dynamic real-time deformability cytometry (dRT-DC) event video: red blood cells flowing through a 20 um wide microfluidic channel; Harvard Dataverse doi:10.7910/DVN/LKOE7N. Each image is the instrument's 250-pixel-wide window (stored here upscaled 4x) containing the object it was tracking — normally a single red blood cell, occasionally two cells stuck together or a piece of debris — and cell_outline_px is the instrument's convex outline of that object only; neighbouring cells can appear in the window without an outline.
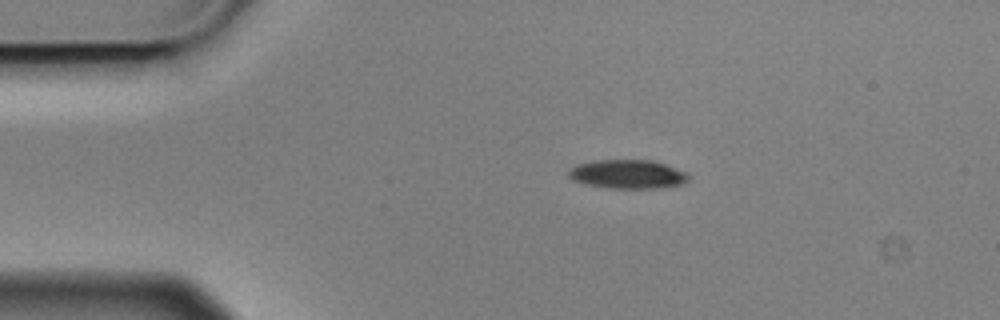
{"species": "Egyptian fruit bat (a non-hibernating species)", "species_latin": "Rousettus aegyptiacus", "temperature_condition": "cold", "stored_images_in_passage": 9, "camera_frame_rate_fps": 3000, "um_per_image_px": 0.085, "animal": {"sex": "male"}, "frame": {"image": 1, "passage_image": 1, "time_ms": 0.0, "image_size_px": [1000, 320], "cell_outline_px": [[688, 180], [684, 184], [664, 188], [604, 188], [584, 184], [572, 180], [568, 176], [568, 172], [576, 164], [596, 160], [652, 160], [688, 172]], "centroid_in_image_um": [53.35, 14.82], "position_along_channel_um": 31.6, "area_um2": 20.4}}
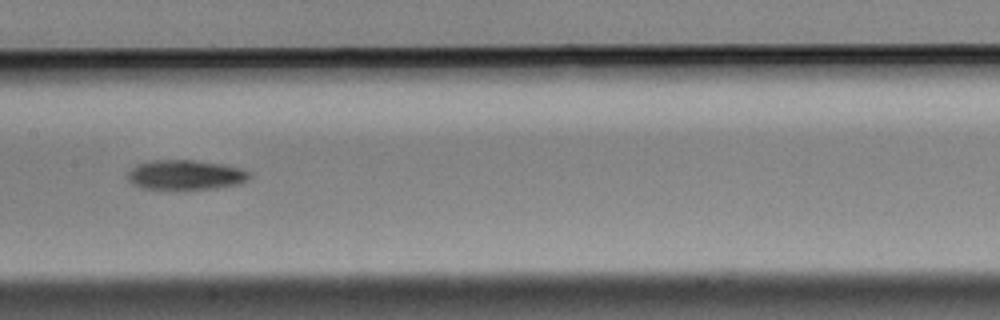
{"frame": {"image": 2, "passage_image": 6, "time_ms": 1.667, "image_size_px": [1000, 320], "cell_outline_px": [[252, 176], [248, 180], [236, 184], [212, 188], [144, 188], [128, 180], [128, 172], [136, 164], [152, 160], [192, 160], [224, 164], [240, 168], [252, 172]], "centroid_in_image_um": [15.81, 14.83], "position_along_channel_um": 191.6, "area_um2": 20.75}}
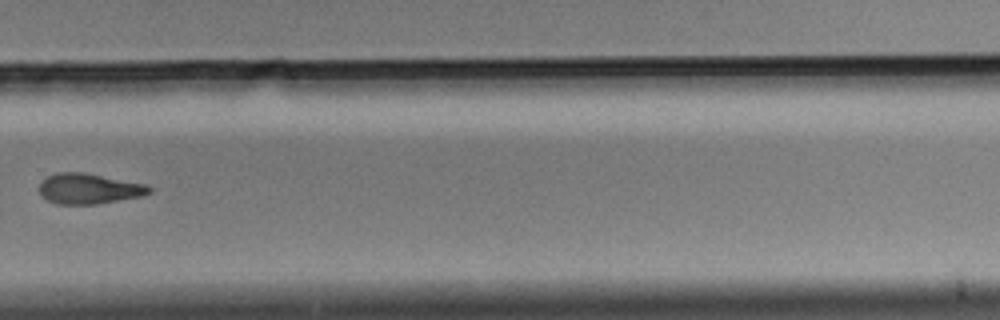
{"frame": {"image": 3, "passage_image": 9, "time_ms": 2.667, "image_size_px": [1000, 320], "cell_outline_px": [[152, 192], [140, 196], [96, 204], [56, 204], [40, 196], [40, 184], [48, 176], [56, 172], [84, 172], [148, 184], [152, 188]], "centroid_in_image_um": [7.57, 16.03], "position_along_channel_um": 322.2, "area_um2": 19.54}}